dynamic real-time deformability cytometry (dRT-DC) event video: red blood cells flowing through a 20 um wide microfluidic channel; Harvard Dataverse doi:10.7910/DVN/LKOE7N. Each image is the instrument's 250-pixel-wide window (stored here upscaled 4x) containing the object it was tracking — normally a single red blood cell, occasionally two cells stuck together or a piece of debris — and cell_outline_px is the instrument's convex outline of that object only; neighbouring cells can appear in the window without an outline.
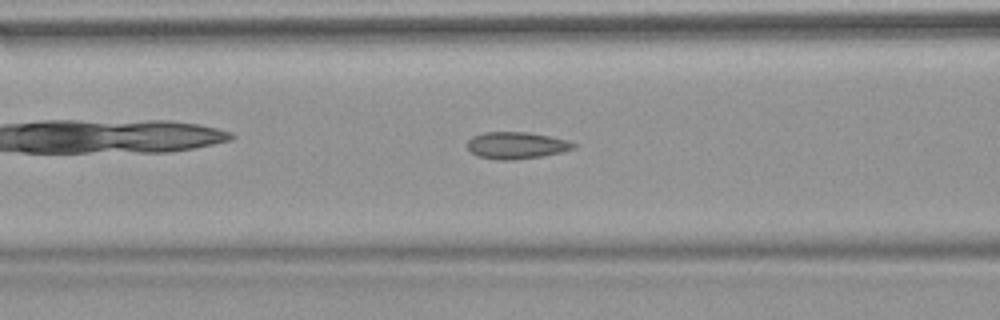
{"species": "common noctule bat (a hibernating species)", "species_latin": "Nyctalus noctula", "temperature_condition": "warm", "stored_images_in_passage": 52, "camera_frame_rate_fps": 3000, "um_per_image_px": 0.085, "animal": {"sex": "female", "body_mass_g": 18.4}, "frame": {"image": 1, "passage_image": 21, "time_ms": 6.667, "image_size_px": [1000, 320], "cell_outline_px": [[576, 148], [544, 156], [512, 160], [496, 160], [476, 156], [468, 148], [468, 140], [472, 136], [484, 132], [528, 132], [568, 140], [576, 144]], "centroid_in_image_um": [43.88, 12.36], "position_along_channel_um": 122.7, "area_um2": 16.7}}
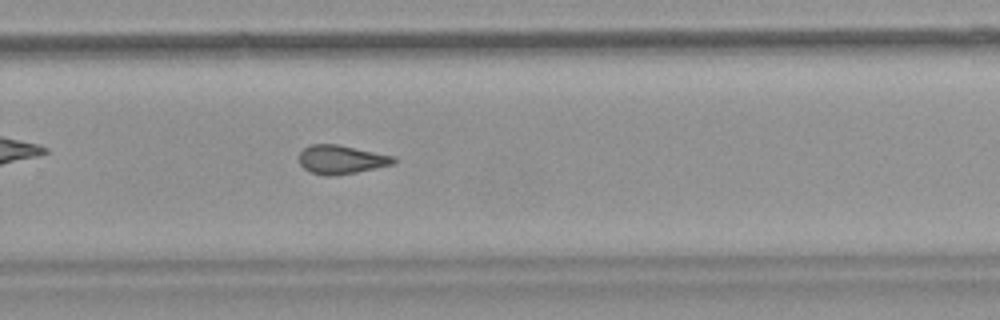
{"frame": {"image": 2, "passage_image": 35, "time_ms": 11.333, "image_size_px": [1000, 320], "cell_outline_px": [[396, 160], [392, 164], [356, 172], [332, 176], [324, 176], [312, 172], [304, 168], [300, 164], [300, 152], [304, 148], [312, 144], [336, 144], [396, 156]], "centroid_in_image_um": [29.0, 13.56], "position_along_channel_um": 300.8, "area_um2": 15.66}}
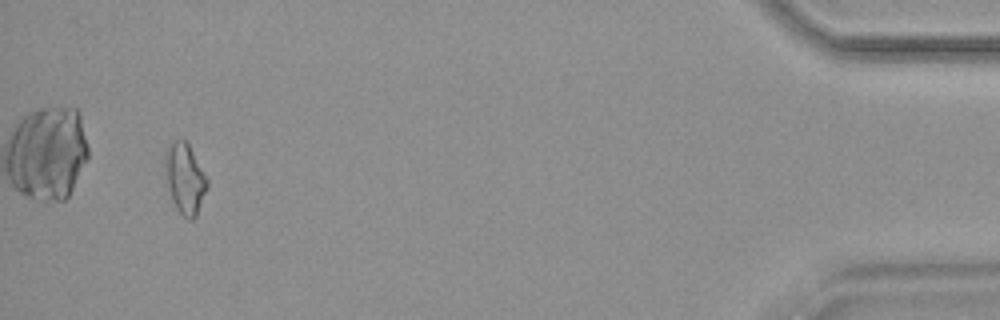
{"frame": {"image": 3, "passage_image": 50, "time_ms": 16.333, "image_size_px": [1000, 320], "cell_outline_px": [[208, 188], [196, 216], [192, 220], [188, 220], [176, 208], [168, 192], [164, 176], [164, 148], [176, 140], [184, 140], [188, 144], [208, 176]], "centroid_in_image_um": [15.7, 15.17], "position_along_channel_um": 419.5, "area_um2": 17.8}, "authors_computed_cell_mechanics": {"area_um2": 16.2418, "velocity_mm_per_s": 3.8233, "shape_relaxation_time_tau1_ms": null, "shape_relaxation_time_tau2_ms": 2.4414, "deformation_change_tau1": null, "deformation_change_tau2": 0.1011}}